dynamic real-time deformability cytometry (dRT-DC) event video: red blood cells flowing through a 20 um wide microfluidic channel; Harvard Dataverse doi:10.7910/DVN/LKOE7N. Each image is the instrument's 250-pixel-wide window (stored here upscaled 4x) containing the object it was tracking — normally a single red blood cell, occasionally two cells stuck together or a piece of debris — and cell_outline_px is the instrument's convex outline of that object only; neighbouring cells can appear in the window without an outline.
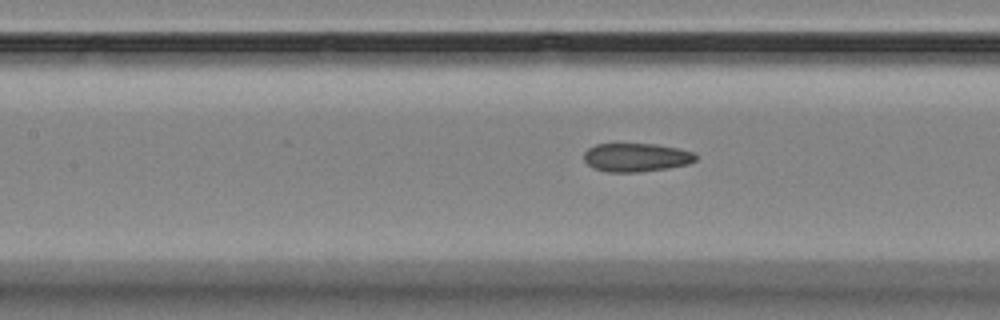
{"species": "Egyptian fruit bat (a non-hibernating species)", "species_latin": "Rousettus aegyptiacus", "temperature_condition": "room temperature", "stored_images_in_passage": 8, "segment_of_instrument_passage": [2, 2], "camera_frame_rate_fps": 3000, "um_per_image_px": 0.085, "animal": {"sex": "female"}, "frame": {"image": 1, "passage_image": 8, "time_ms": 9.0, "image_size_px": [1000, 320], "cell_outline_px": [[696, 160], [688, 164], [668, 168], [640, 172], [608, 172], [592, 168], [584, 160], [584, 152], [588, 148], [596, 144], [656, 144], [676, 148], [692, 152], [696, 156]], "centroid_in_image_um": [54.04, 13.38], "position_along_channel_um": 153.4, "area_um2": 18.55}}